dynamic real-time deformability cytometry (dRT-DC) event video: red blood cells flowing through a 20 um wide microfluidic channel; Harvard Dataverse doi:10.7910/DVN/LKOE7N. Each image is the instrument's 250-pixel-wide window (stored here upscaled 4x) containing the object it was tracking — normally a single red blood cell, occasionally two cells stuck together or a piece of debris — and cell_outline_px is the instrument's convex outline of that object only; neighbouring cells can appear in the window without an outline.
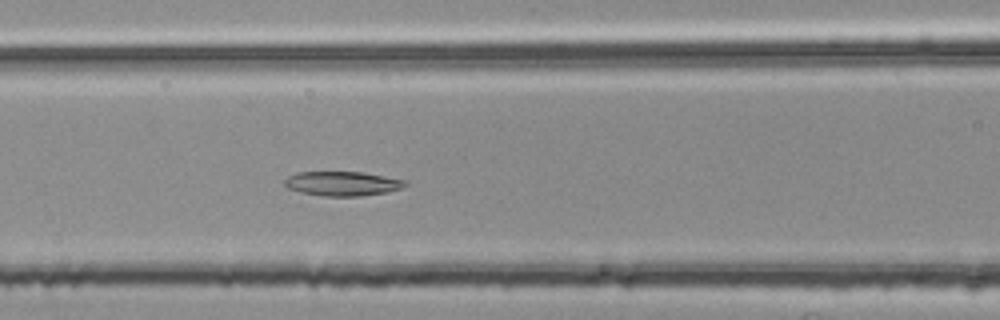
{"species": "common noctule bat (a hibernating species)", "species_latin": "Nyctalus noctula", "temperature_condition": "room temperature", "stored_images_in_passage": 43, "camera_frame_rate_fps": 3000, "um_per_image_px": 0.085, "animal": {"sex": "female", "body_mass_g": 25.1}, "frame": {"image": 1, "passage_image": 13, "time_ms": 4.0, "image_size_px": [1000, 320], "cell_outline_px": [[408, 184], [404, 188], [388, 192], [360, 196], [324, 196], [300, 192], [288, 188], [284, 184], [284, 180], [288, 176], [296, 172], [360, 172], [408, 180]], "centroid_in_image_um": [29.14, 15.61], "position_along_channel_um": 137.5, "area_um2": 17.28}}
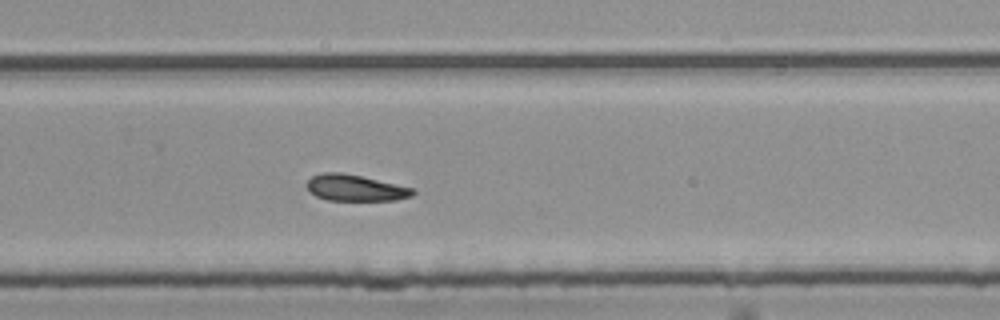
{"frame": {"image": 2, "passage_image": 26, "time_ms": 8.333, "image_size_px": [1000, 320], "cell_outline_px": [[416, 192], [412, 196], [396, 200], [328, 200], [316, 196], [308, 192], [308, 180], [312, 176], [324, 172], [340, 172], [360, 176], [412, 188]], "centroid_in_image_um": [30.18, 15.98], "position_along_channel_um": 299.6, "area_um2": 16.01}}
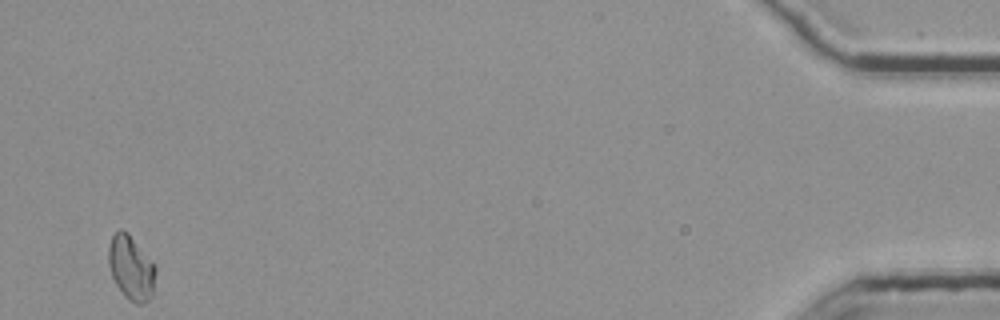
{"frame": {"image": 3, "passage_image": 43, "time_ms": 14.0, "image_size_px": [1000, 320], "cell_outline_px": [[156, 272], [152, 296], [144, 304], [136, 304], [128, 300], [124, 296], [116, 284], [112, 276], [108, 264], [108, 248], [112, 236], [120, 228], [128, 232], [156, 264]], "centroid_in_image_um": [11.16, 22.76], "position_along_channel_um": 424.0, "area_um2": 17.98}}